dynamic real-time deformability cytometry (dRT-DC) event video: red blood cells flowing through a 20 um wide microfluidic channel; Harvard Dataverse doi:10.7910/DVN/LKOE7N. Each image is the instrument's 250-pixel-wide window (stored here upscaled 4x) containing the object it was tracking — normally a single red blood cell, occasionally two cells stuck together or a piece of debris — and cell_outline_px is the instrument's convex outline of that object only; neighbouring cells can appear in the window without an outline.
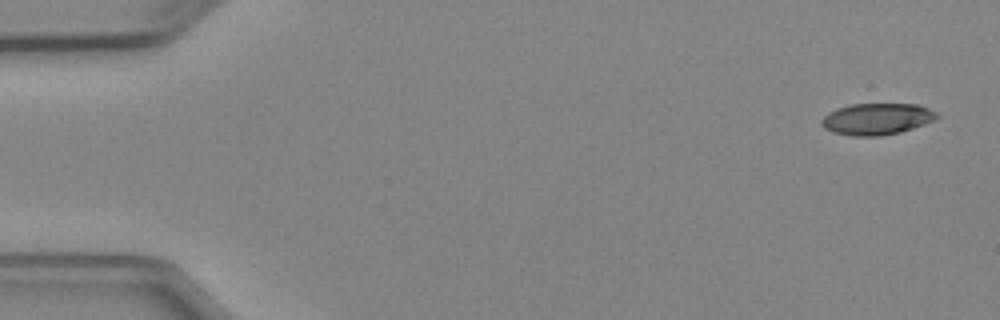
{"species": "Egyptian fruit bat (a non-hibernating species)", "species_latin": "Rousettus aegyptiacus", "temperature_condition": "cold", "stored_images_in_passage": 4, "camera_frame_rate_fps": 3000, "um_per_image_px": 0.085, "animal": {"sex": "female"}, "frame": {"image": 1, "passage_image": 1, "time_ms": 0.0, "image_size_px": [1000, 320], "cell_outline_px": [[940, 116], [936, 120], [900, 132], [880, 136], [852, 136], [832, 132], [824, 128], [820, 124], [820, 120], [828, 112], [836, 108], [852, 104], [920, 104], [936, 112]], "centroid_in_image_um": [74.52, 10.11], "position_along_channel_um": 10.5, "area_um2": 21.39}}
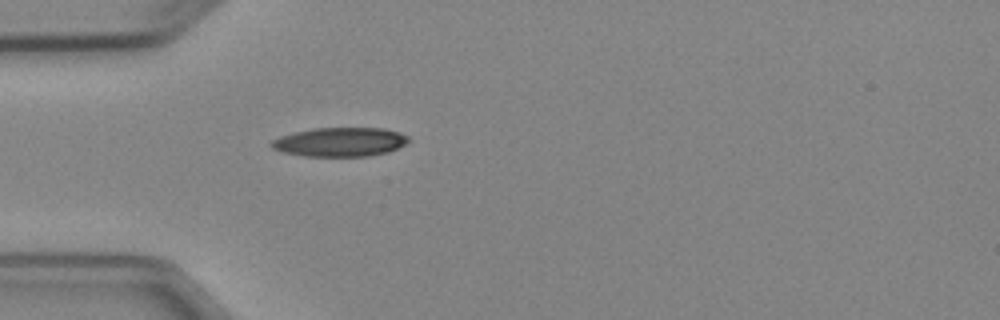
{"frame": {"image": 2, "passage_image": 4, "time_ms": 4.333, "image_size_px": [1000, 320], "cell_outline_px": [[412, 140], [388, 152], [368, 156], [304, 156], [284, 152], [272, 148], [268, 144], [272, 140], [280, 136], [312, 128], [384, 128], [400, 132], [408, 136]], "centroid_in_image_um": [28.91, 12.06], "position_along_channel_um": 56.1, "area_um2": 23.24}}